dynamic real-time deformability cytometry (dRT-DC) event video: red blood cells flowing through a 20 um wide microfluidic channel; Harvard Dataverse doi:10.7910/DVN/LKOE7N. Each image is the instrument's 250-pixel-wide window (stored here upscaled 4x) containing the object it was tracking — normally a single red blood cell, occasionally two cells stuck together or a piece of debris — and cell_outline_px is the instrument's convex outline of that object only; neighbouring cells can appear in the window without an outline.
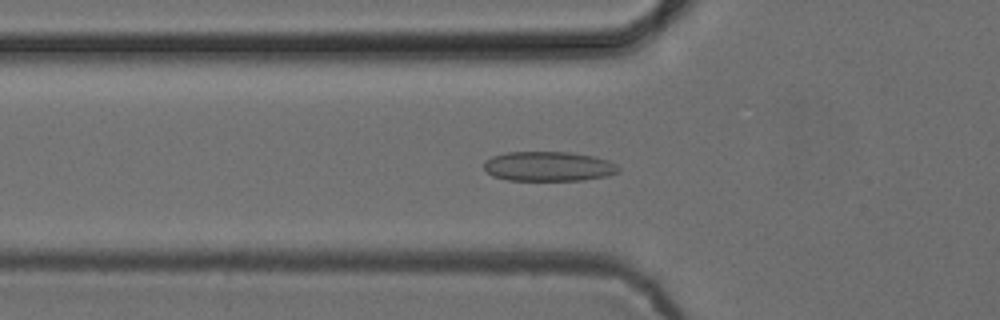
{"species": "common noctule bat (a hibernating species)", "species_latin": "Nyctalus noctula", "temperature_condition": "cold", "stored_images_in_passage": 52, "camera_frame_rate_fps": 3000, "um_per_image_px": 0.085, "animal": {"sex": "female", "body_mass_g": 24.6, "forearm_length_mm": 56.2}, "frame": {"image": 1, "passage_image": 18, "time_ms": 5.667, "image_size_px": [1000, 320], "cell_outline_px": [[620, 168], [616, 172], [608, 176], [584, 180], [508, 180], [492, 176], [484, 168], [484, 160], [492, 156], [504, 152], [572, 152], [592, 156], [608, 160], [616, 164]], "centroid_in_image_um": [46.6, 14.14], "position_along_channel_um": 79.2, "area_um2": 23.35}}
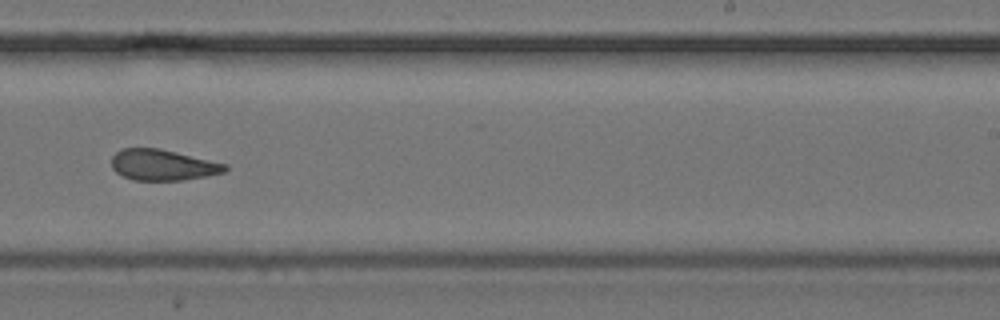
{"frame": {"image": 2, "passage_image": 33, "time_ms": 10.667, "image_size_px": [1000, 320], "cell_outline_px": [[228, 168], [224, 172], [208, 176], [184, 180], [132, 180], [116, 172], [112, 168], [112, 156], [116, 152], [124, 148], [160, 148], [228, 164]], "centroid_in_image_um": [13.86, 14.02], "position_along_channel_um": 275.1, "area_um2": 20.52}}
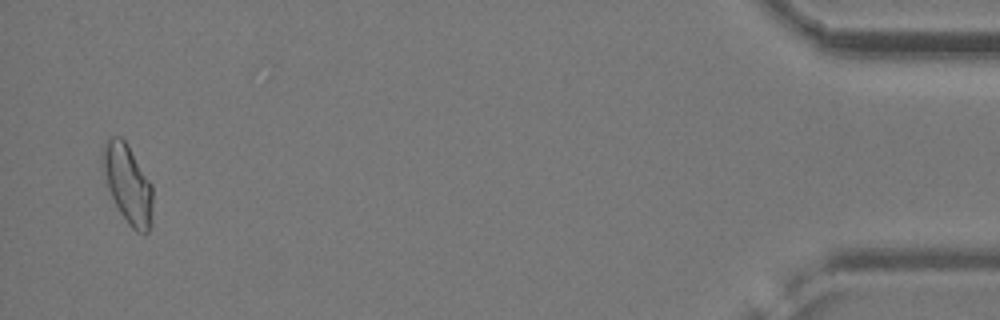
{"frame": {"image": 3, "passage_image": 51, "time_ms": 16.667, "image_size_px": [1000, 320], "cell_outline_px": [[152, 224], [148, 232], [136, 232], [128, 224], [120, 212], [108, 188], [100, 160], [104, 144], [112, 136], [120, 136], [128, 144], [152, 184]], "centroid_in_image_um": [10.87, 15.62], "position_along_channel_um": 424.3, "area_um2": 23.0}, "authors_computed_cell_mechanics": {"area_um2": 21.7328, "velocity_mm_per_s": 3.9051, "shape_relaxation_time_tau1_ms": null, "shape_relaxation_time_tau2_ms": 2.6712, "deformation_change_tau1": null, "deformation_change_tau2": 0.0904}}